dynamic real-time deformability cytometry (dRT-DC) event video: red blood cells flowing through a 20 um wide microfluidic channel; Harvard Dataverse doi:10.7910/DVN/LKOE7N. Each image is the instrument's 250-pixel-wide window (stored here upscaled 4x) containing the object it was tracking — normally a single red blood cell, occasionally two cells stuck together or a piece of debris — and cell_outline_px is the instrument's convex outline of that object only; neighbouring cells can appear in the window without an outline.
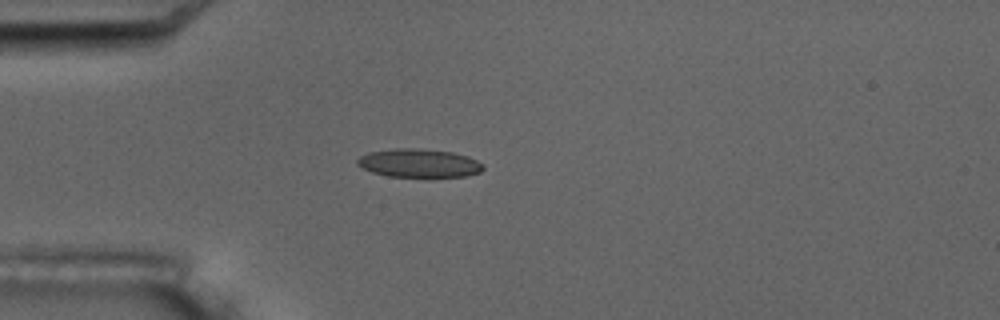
{"species": "common noctule bat (a hibernating species)", "species_latin": "Nyctalus noctula", "temperature_condition": "room temperature", "stored_images_in_passage": 2, "camera_frame_rate_fps": 3000, "um_per_image_px": 0.085, "animal": {"sex": "male", "body_mass_g": 17.5, "forearm_length_mm": 52.3}, "frame": {"image": 1, "passage_image": 2, "time_ms": 1.0, "image_size_px": [1000, 320], "cell_outline_px": [[484, 168], [480, 172], [468, 176], [428, 180], [388, 176], [372, 172], [356, 164], [356, 160], [360, 156], [368, 152], [396, 148], [420, 148], [452, 152], [468, 156], [484, 164]], "centroid_in_image_um": [35.66, 13.91], "position_along_channel_um": 49.3, "area_um2": 21.96}}